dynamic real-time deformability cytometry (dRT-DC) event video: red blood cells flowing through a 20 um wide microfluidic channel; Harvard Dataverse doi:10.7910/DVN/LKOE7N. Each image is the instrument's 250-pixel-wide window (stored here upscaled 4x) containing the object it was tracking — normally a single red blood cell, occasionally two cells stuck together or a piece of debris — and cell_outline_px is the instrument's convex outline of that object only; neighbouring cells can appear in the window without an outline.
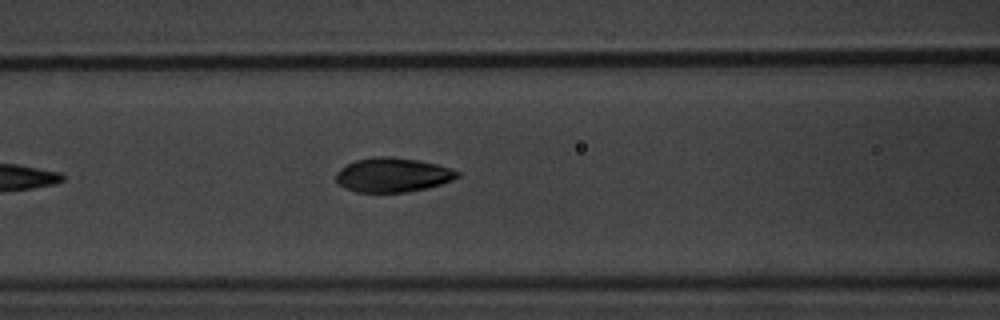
{"species": "common noctule bat (a hibernating species)", "species_latin": "Nyctalus noctula", "temperature_condition": "warm", "stored_images_in_passage": 4, "camera_frame_rate_fps": 3000, "um_per_image_px": 0.085, "animal": {"sex": "male", "body_mass_g": 20.1, "forearm_length_mm": 53.5}, "frame": {"image": 1, "passage_image": 4, "time_ms": 4.333, "image_size_px": [1000, 320], "cell_outline_px": [[460, 176], [452, 180], [428, 188], [408, 192], [356, 192], [340, 184], [336, 180], [336, 172], [340, 168], [356, 160], [372, 156], [388, 156], [420, 160], [452, 168], [460, 172]], "centroid_in_image_um": [33.41, 14.86], "position_along_channel_um": 133.2, "area_um2": 24.33}}